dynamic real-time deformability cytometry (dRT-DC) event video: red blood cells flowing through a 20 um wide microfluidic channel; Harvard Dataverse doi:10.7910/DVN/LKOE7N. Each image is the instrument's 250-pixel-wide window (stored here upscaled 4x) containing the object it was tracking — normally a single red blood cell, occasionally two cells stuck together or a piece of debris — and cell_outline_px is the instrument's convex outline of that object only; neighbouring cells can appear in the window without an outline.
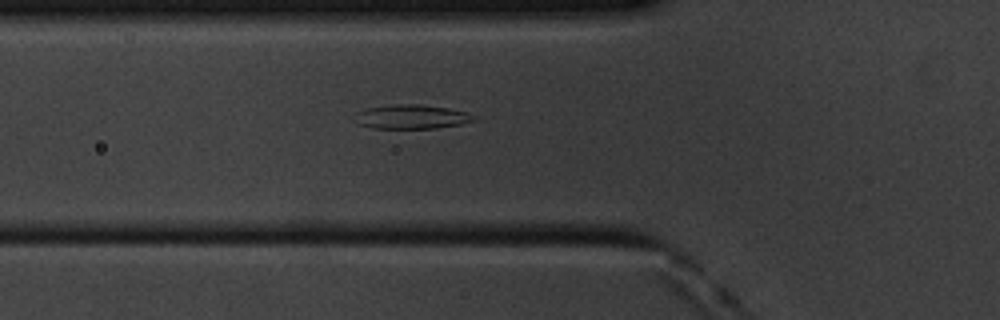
{"species": "common noctule bat (a hibernating species)", "species_latin": "Nyctalus noctula", "temperature_condition": "cold", "stored_images_in_passage": 5, "camera_frame_rate_fps": 3000, "um_per_image_px": 0.085, "animal": {"sex": "male", "body_mass_g": 20.1, "forearm_length_mm": 53.5}, "frame": {"image": 1, "passage_image": 4, "time_ms": 1.0, "image_size_px": [1000, 320], "cell_outline_px": [[480, 120], [460, 124], [436, 128], [372, 128], [356, 124], [356, 112], [364, 108], [396, 104], [420, 104], [448, 108], [468, 112], [476, 116]], "centroid_in_image_um": [35.01, 9.92], "position_along_channel_um": 90.8, "area_um2": 16.99}}